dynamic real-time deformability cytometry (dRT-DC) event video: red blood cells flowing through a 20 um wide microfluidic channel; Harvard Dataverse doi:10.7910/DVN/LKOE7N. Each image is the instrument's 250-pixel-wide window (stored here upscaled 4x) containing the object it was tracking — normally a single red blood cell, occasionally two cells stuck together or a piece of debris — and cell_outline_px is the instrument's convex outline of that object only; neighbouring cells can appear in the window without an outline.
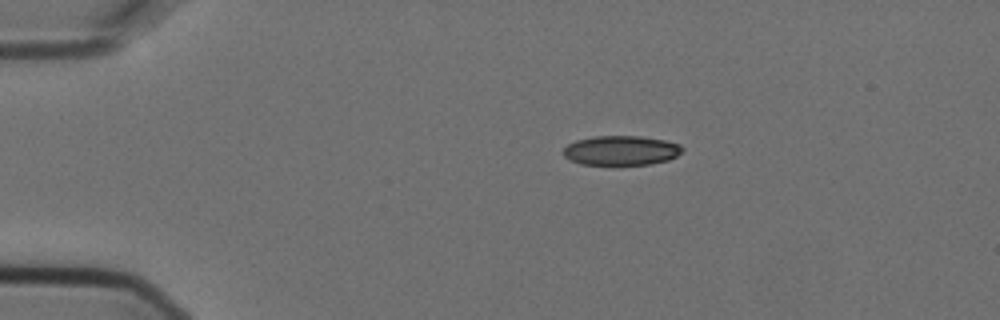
{"species": "Egyptian fruit bat (a non-hibernating species)", "species_latin": "Rousettus aegyptiacus", "temperature_condition": "cold", "stored_images_in_passage": 9, "camera_frame_rate_fps": 3000, "um_per_image_px": 0.085, "animal": {"sex": "female"}, "frame": {"image": 1, "passage_image": 2, "time_ms": 0.333, "image_size_px": [1000, 320], "cell_outline_px": [[684, 148], [676, 156], [668, 160], [648, 164], [612, 168], [580, 164], [564, 156], [564, 148], [568, 144], [576, 140], [596, 136], [640, 136], [664, 140], [680, 144]], "centroid_in_image_um": [52.77, 12.84], "position_along_channel_um": 32.2, "area_um2": 21.21}}
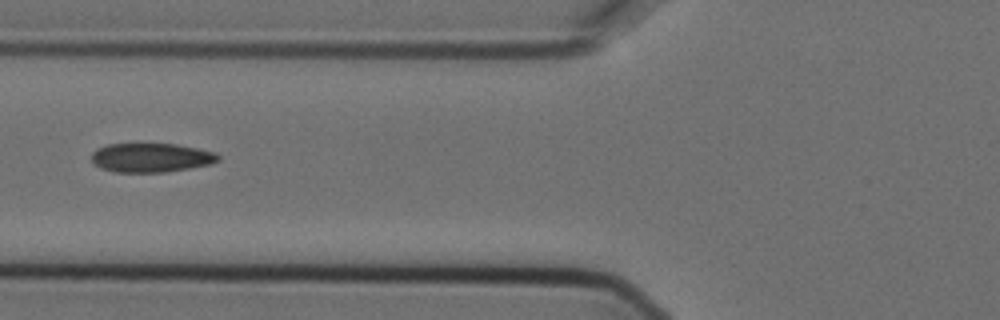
{"frame": {"image": 2, "passage_image": 5, "time_ms": 1.333, "image_size_px": [1000, 320], "cell_outline_px": [[220, 160], [212, 164], [164, 172], [112, 172], [100, 168], [92, 164], [92, 152], [96, 148], [108, 144], [176, 144], [216, 152], [220, 156]], "centroid_in_image_um": [12.82, 13.4], "position_along_channel_um": 113.0, "area_um2": 21.62}}
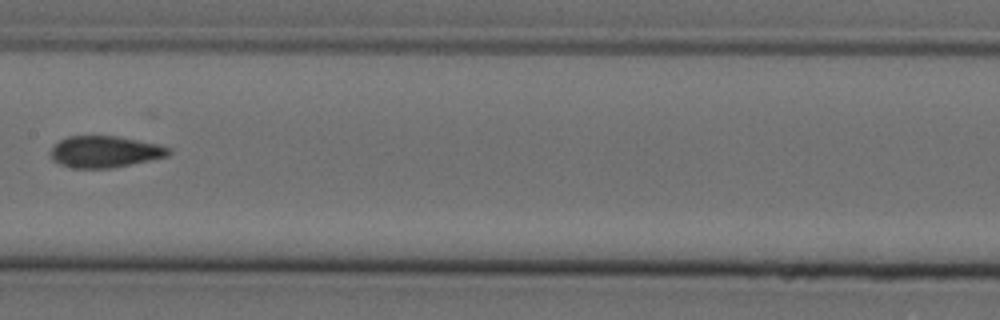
{"frame": {"image": 3, "passage_image": 7, "time_ms": 2.0, "image_size_px": [1000, 320], "cell_outline_px": [[172, 152], [168, 156], [112, 168], [72, 168], [60, 164], [52, 160], [48, 152], [52, 144], [68, 136], [116, 136], [160, 144], [172, 148]], "centroid_in_image_um": [8.88, 12.89], "position_along_channel_um": 198.5, "area_um2": 22.02}}